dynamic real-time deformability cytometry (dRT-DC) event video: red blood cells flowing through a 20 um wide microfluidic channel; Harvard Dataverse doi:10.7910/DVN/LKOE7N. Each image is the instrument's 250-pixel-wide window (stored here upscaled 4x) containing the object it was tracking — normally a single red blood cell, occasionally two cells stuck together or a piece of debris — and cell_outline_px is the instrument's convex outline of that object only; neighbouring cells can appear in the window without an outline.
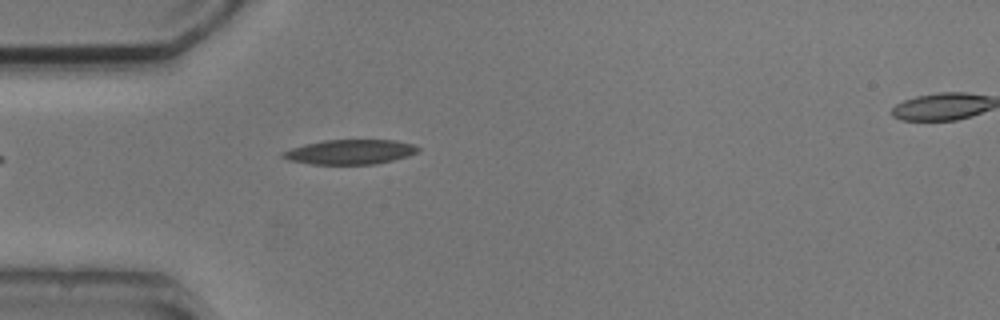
{"species": "common noctule bat (a hibernating species)", "species_latin": "Nyctalus noctula", "temperature_condition": "cold", "stored_images_in_passage": 4, "camera_frame_rate_fps": 3000, "um_per_image_px": 0.085, "animal": {"sex": "male", "body_mass_g": 20.5, "forearm_length_mm": 52.5}, "frame": {"image": 1, "passage_image": 4, "time_ms": 4.333, "image_size_px": [1000, 320], "cell_outline_px": [[420, 148], [416, 152], [408, 156], [376, 164], [308, 164], [288, 160], [280, 156], [280, 152], [304, 144], [324, 140], [396, 140], [412, 144]], "centroid_in_image_um": [29.71, 12.91], "position_along_channel_um": 55.3, "area_um2": 19.48}}